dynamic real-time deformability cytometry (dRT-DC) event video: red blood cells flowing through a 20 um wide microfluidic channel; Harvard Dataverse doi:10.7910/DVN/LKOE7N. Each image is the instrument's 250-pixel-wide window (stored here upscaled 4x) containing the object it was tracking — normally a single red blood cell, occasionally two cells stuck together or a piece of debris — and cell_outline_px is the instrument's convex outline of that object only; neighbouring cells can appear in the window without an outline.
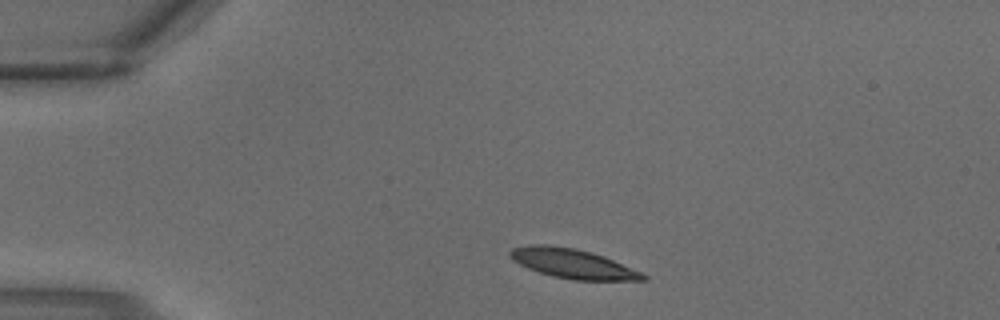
{"species": "common noctule bat (a hibernating species)", "species_latin": "Nyctalus noctula", "temperature_condition": "warm", "stored_images_in_passage": 2, "camera_frame_rate_fps": 3000, "um_per_image_px": 0.085, "animal": {"sex": "male", "body_mass_g": 18.8}, "frame": {"image": 1, "passage_image": 1, "time_ms": 0.0, "image_size_px": [1000, 320], "cell_outline_px": [[648, 280], [572, 280], [552, 276], [528, 268], [512, 260], [508, 256], [508, 252], [512, 248], [532, 244], [548, 244], [576, 248], [592, 252], [604, 256], [640, 272], [648, 276]], "centroid_in_image_um": [48.64, 22.39], "position_along_channel_um": 36.4, "area_um2": 22.89}}
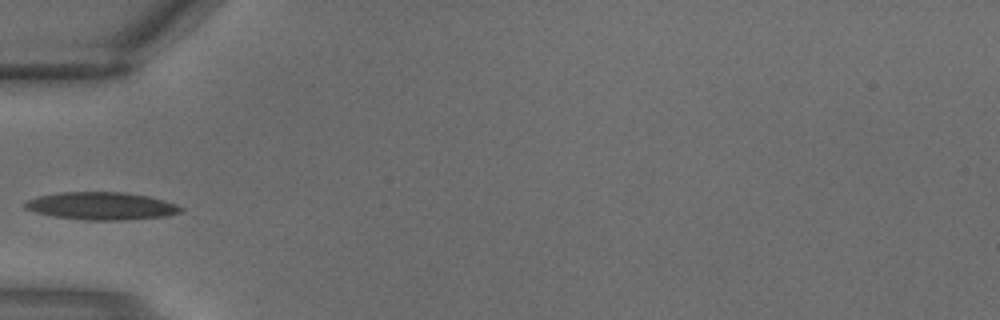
{"frame": {"image": 2, "passage_image": 2, "time_ms": 0.333, "image_size_px": [1000, 320], "cell_outline_px": [[184, 208], [180, 212], [164, 216], [120, 220], [84, 220], [52, 216], [36, 212], [24, 208], [24, 204], [28, 200], [40, 196], [60, 192], [124, 192], [148, 196], [164, 200], [176, 204]], "centroid_in_image_um": [8.62, 17.5], "position_along_channel_um": 76.4, "area_um2": 24.91}}